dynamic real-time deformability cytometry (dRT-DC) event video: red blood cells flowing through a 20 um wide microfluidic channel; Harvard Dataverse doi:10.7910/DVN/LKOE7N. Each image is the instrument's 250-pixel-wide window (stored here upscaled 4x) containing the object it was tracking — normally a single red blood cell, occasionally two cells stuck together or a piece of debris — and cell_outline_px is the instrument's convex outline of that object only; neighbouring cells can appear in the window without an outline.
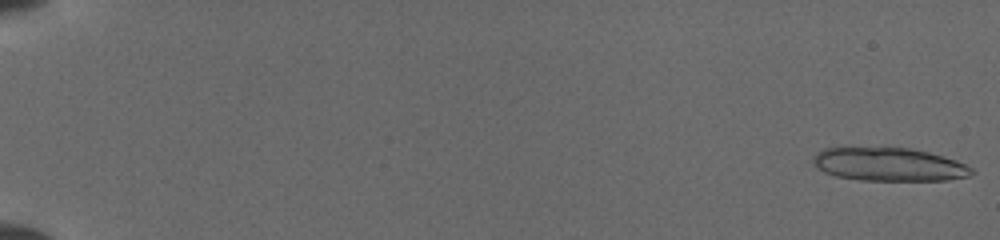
{"species": "common noctule bat (a hibernating species)", "species_latin": "Nyctalus noctula", "temperature_condition": "cold", "stored_images_in_passage": 51, "camera_frame_rate_fps": 3000, "um_per_image_px": 0.085, "animal": {"sex": "female", "body_mass_g": 19.5, "forearm_length_mm": 54.1}, "frame": {"image": 1, "passage_image": 1, "time_ms": 0.0, "image_size_px": [1000, 240], "cell_outline_px": [[976, 172], [968, 176], [948, 180], [860, 180], [836, 176], [824, 172], [812, 164], [812, 160], [816, 152], [824, 148], [908, 148], [928, 152], [956, 160], [972, 168]], "centroid_in_image_um": [75.55, 13.98], "position_along_channel_um": 9.5, "area_um2": 30.63}}
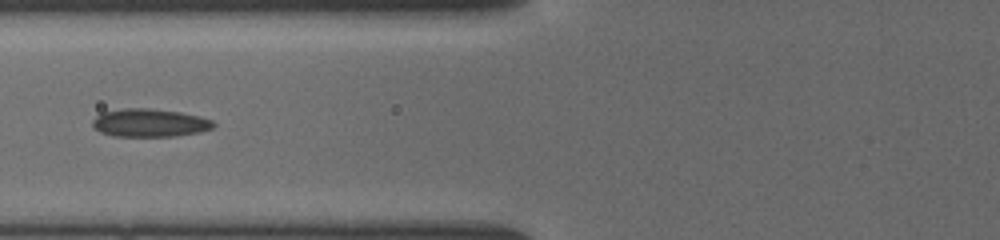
{"frame": {"image": 2, "passage_image": 48, "time_ms": 7.667, "image_size_px": [1000, 240], "cell_outline_px": [[216, 124], [212, 128], [200, 132], [176, 136], [116, 136], [100, 132], [92, 124], [92, 120], [100, 112], [124, 108], [152, 108], [180, 112], [212, 120]], "centroid_in_image_um": [12.7, 10.43], "position_along_channel_um": 113.1, "area_um2": 19.77}}